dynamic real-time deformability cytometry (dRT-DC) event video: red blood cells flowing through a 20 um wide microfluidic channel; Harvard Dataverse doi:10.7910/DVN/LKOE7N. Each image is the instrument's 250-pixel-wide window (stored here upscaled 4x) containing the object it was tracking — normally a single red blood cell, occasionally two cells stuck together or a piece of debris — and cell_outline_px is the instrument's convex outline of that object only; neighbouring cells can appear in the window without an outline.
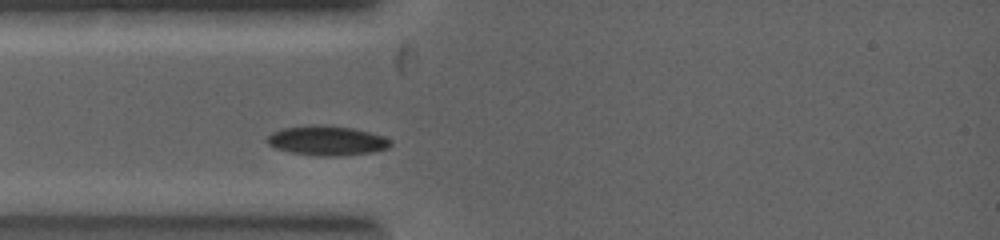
{"species": "common noctule bat (a hibernating species)", "species_latin": "Nyctalus noctula", "temperature_condition": "warm", "stored_images_in_passage": 2, "camera_frame_rate_fps": 5000, "um_per_image_px": 0.085, "animal": {"sex": "female", "body_mass_g": 19.0, "forearm_length_mm": 53.3}, "frame": {"image": 1, "passage_image": 2, "time_ms": 0.6, "image_size_px": [1000, 240], "cell_outline_px": [[392, 144], [388, 148], [372, 152], [340, 156], [316, 156], [292, 152], [276, 148], [268, 144], [264, 140], [272, 132], [280, 128], [308, 124], [328, 124], [356, 128], [384, 136], [392, 140]], "centroid_in_image_um": [27.79, 11.92], "position_along_channel_um": 57.2, "area_um2": 21.85}}